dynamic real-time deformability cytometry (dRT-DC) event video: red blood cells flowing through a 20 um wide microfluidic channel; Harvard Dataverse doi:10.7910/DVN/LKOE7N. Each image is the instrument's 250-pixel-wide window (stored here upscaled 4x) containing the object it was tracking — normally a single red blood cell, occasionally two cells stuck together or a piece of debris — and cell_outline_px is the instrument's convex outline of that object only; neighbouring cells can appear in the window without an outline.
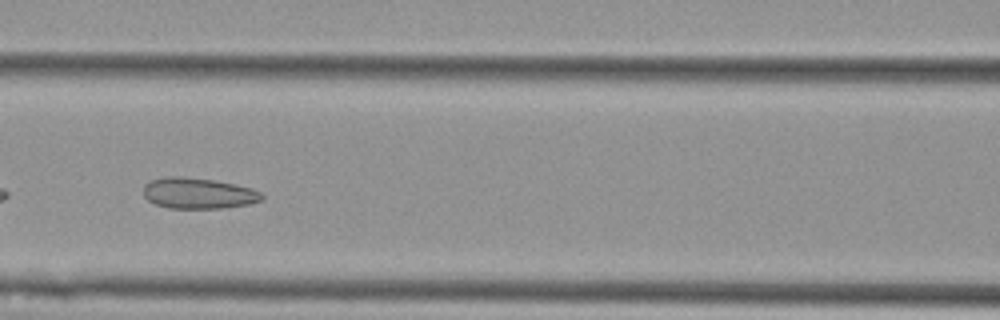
{"species": "Egyptian fruit bat (a non-hibernating species)", "species_latin": "Rousettus aegyptiacus", "temperature_condition": "cold", "stored_images_in_passage": 31, "camera_frame_rate_fps": 3000, "um_per_image_px": 0.085, "animal": {"sex": "female"}, "frame": {"image": 1, "passage_image": 8, "time_ms": 2.333, "image_size_px": [1000, 320], "cell_outline_px": [[264, 200], [248, 204], [220, 208], [168, 208], [156, 204], [148, 200], [144, 196], [144, 184], [152, 180], [164, 176], [184, 176], [212, 180], [252, 188], [260, 192], [264, 196]], "centroid_in_image_um": [16.84, 16.42], "position_along_channel_um": 149.8, "area_um2": 21.27}}
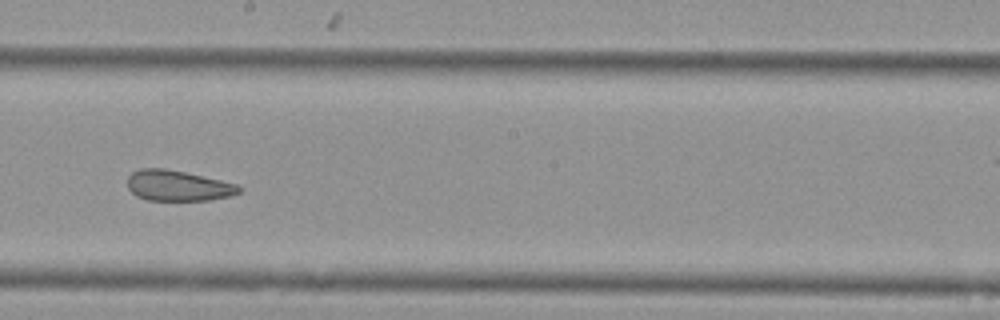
{"frame": {"image": 2, "passage_image": 15, "time_ms": 4.667, "image_size_px": [1000, 320], "cell_outline_px": [[240, 192], [232, 196], [208, 200], [148, 200], [136, 196], [128, 188], [128, 176], [132, 172], [140, 168], [164, 168], [184, 172], [220, 180], [236, 184], [240, 188]], "centroid_in_image_um": [15.1, 15.78], "position_along_channel_um": 233.1, "area_um2": 19.77}}
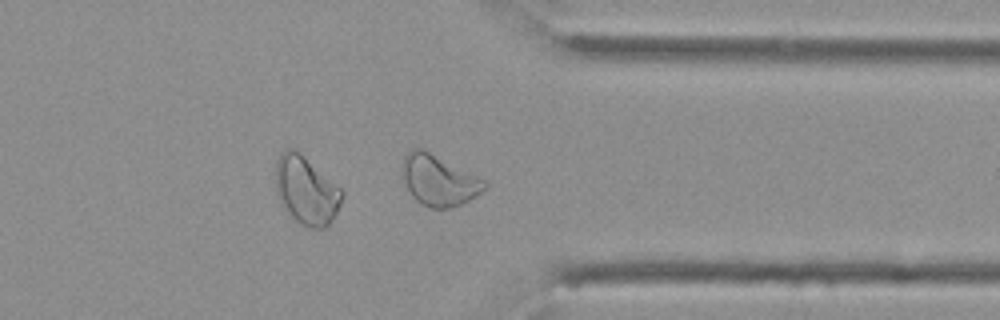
{"frame": {"image": 3, "passage_image": 27, "time_ms": 8.667, "image_size_px": [1000, 320], "cell_outline_px": [[488, 188], [468, 200], [452, 208], [432, 208], [420, 204], [412, 196], [400, 172], [400, 168], [404, 156], [412, 148], [420, 148], [488, 180]], "centroid_in_image_um": [37.31, 15.33], "position_along_channel_um": 374.1, "area_um2": 24.45}, "authors_computed_cell_mechanics": {"area_um2": 20.8658, "velocity_mm_per_s": 3.5984, "shape_relaxation_time_tau1_ms": null, "shape_relaxation_time_tau2_ms": 2.079, "deformation_change_tau1": null, "deformation_change_tau2": 0.0836}}